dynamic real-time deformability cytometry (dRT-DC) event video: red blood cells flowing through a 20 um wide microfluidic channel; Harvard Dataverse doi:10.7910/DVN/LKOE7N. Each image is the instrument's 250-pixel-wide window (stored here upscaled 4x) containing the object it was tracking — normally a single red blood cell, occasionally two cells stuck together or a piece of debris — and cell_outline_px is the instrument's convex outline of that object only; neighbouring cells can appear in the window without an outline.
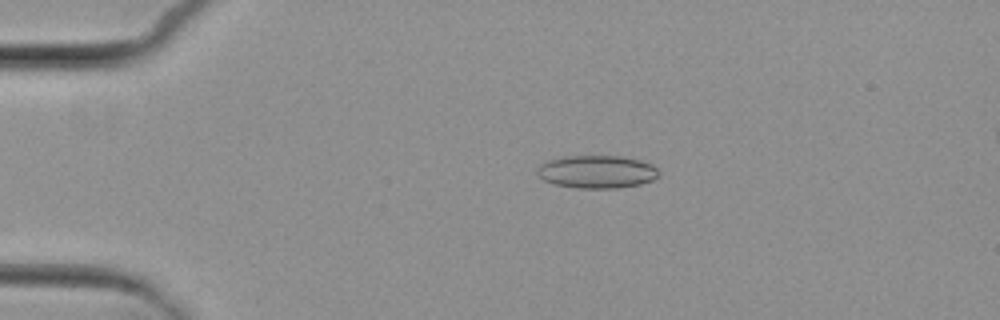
{"species": "common noctule bat (a hibernating species)", "species_latin": "Nyctalus noctula", "temperature_condition": "cold", "stored_images_in_passage": 6, "camera_frame_rate_fps": 3000, "um_per_image_px": 0.085, "animal": {"sex": "female", "body_mass_g": 29.2, "forearm_length_mm": 56.3}, "frame": {"image": 1, "passage_image": 4, "time_ms": 3.667, "image_size_px": [1000, 320], "cell_outline_px": [[660, 172], [652, 180], [640, 184], [616, 188], [576, 188], [556, 184], [544, 180], [536, 172], [536, 168], [540, 164], [548, 160], [564, 156], [620, 156], [640, 160], [652, 164]], "centroid_in_image_um": [50.72, 14.59], "position_along_channel_um": 34.3, "area_um2": 23.24}}